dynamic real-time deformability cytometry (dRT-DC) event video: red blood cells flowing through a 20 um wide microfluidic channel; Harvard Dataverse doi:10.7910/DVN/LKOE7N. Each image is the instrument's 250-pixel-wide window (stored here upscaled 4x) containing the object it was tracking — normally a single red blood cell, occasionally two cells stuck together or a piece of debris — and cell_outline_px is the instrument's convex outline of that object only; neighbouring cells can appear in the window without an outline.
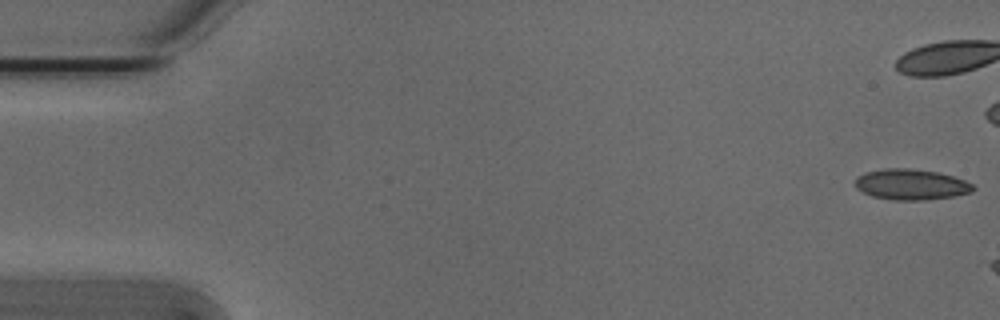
{"species": "Egyptian fruit bat (a non-hibernating species)", "species_latin": "Rousettus aegyptiacus", "temperature_condition": "cold", "stored_images_in_passage": 7, "camera_frame_rate_fps": 3000, "um_per_image_px": 0.085, "animal": {"sex": "male"}, "frame": {"image": 1, "passage_image": 1, "time_ms": 0.0, "image_size_px": [1000, 320], "cell_outline_px": [[976, 188], [972, 192], [952, 196], [920, 200], [896, 200], [872, 196], [856, 188], [856, 176], [864, 172], [884, 168], [908, 168], [940, 172], [964, 180], [972, 184]], "centroid_in_image_um": [77.43, 15.66], "position_along_channel_um": 7.6, "area_um2": 21.04}}